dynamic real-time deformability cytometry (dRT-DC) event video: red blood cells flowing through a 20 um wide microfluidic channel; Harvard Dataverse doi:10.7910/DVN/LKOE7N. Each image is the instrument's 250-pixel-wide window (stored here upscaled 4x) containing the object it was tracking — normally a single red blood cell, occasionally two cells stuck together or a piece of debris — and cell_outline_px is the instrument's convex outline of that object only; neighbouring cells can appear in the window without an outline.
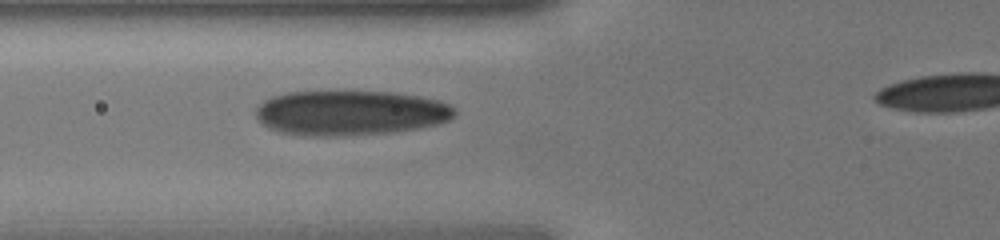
{"species": "human", "species_latin": "Homo sapiens", "temperature_condition": "cold", "stored_images_in_passage": 34, "camera_frame_rate_fps": 3000, "um_per_image_px": 0.085, "donor": {"sex": "male"}, "frame": {"image": 1, "passage_image": 12, "time_ms": 3.667, "image_size_px": [1000, 240], "cell_outline_px": [[456, 112], [448, 120], [436, 124], [416, 128], [392, 132], [336, 136], [304, 136], [280, 132], [268, 128], [256, 116], [256, 108], [264, 100], [272, 96], [288, 92], [388, 92], [420, 96], [440, 100], [456, 108]], "centroid_in_image_um": [29.76, 9.6], "position_along_channel_um": 96.0, "area_um2": 51.85}}
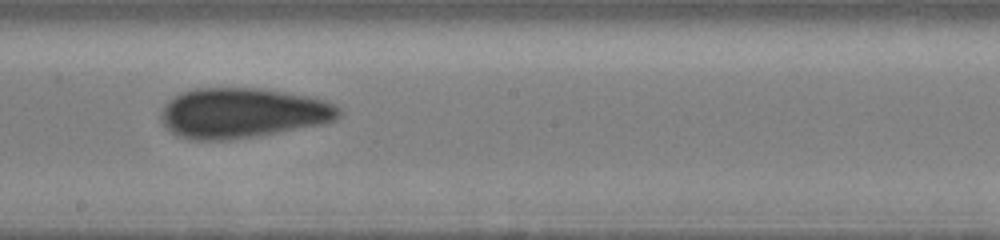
{"frame": {"image": 2, "passage_image": 20, "time_ms": 6.333, "image_size_px": [1000, 240], "cell_outline_px": [[344, 112], [336, 120], [328, 124], [252, 136], [224, 140], [188, 140], [176, 136], [160, 120], [160, 112], [164, 104], [172, 96], [180, 92], [192, 88], [260, 88], [308, 96], [324, 100], [340, 108]], "centroid_in_image_um": [20.6, 9.6], "position_along_channel_um": 227.6, "area_um2": 52.42}}
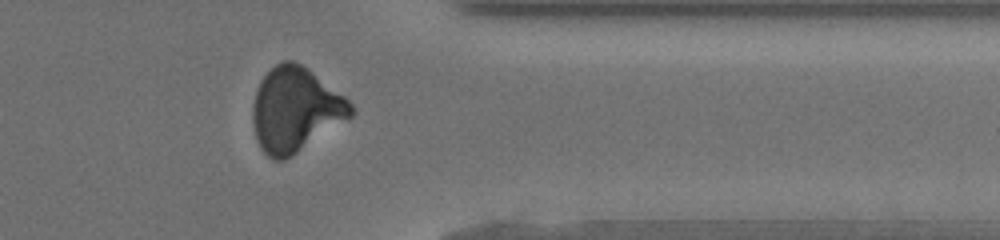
{"frame": {"image": 3, "passage_image": 30, "time_ms": 9.667, "image_size_px": [1000, 240], "cell_outline_px": [[356, 112], [352, 116], [292, 156], [284, 160], [272, 160], [260, 148], [256, 140], [252, 124], [252, 104], [256, 88], [260, 80], [276, 64], [284, 60], [292, 60], [308, 68], [344, 96], [352, 104]], "centroid_in_image_um": [25.08, 9.33], "position_along_channel_um": 386.3, "area_um2": 48.38}}